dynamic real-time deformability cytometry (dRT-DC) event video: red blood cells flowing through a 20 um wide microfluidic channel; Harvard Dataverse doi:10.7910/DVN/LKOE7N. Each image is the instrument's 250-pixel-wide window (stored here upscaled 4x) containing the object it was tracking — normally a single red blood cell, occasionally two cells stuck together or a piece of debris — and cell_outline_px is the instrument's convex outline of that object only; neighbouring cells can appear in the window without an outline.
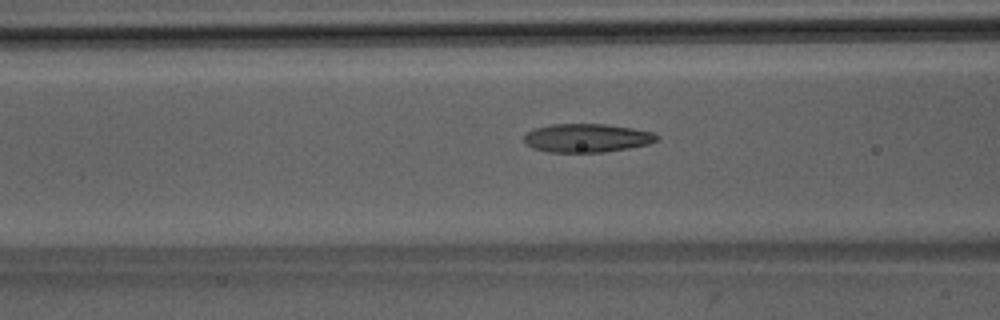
{"species": "Egyptian fruit bat (a non-hibernating species)", "species_latin": "Rousettus aegyptiacus", "temperature_condition": "room temperature", "stored_images_in_passage": 45, "camera_frame_rate_fps": 3000, "um_per_image_px": 0.085, "animal": {"sex": "male"}, "frame": {"image": 1, "passage_image": 14, "time_ms": 4.333, "image_size_px": [1000, 320], "cell_outline_px": [[660, 136], [656, 140], [648, 144], [628, 148], [604, 152], [548, 152], [532, 148], [524, 144], [524, 136], [528, 132], [536, 128], [548, 124], [604, 124], [632, 128], [652, 132]], "centroid_in_image_um": [49.85, 11.73], "position_along_channel_um": 116.7, "area_um2": 22.08}}
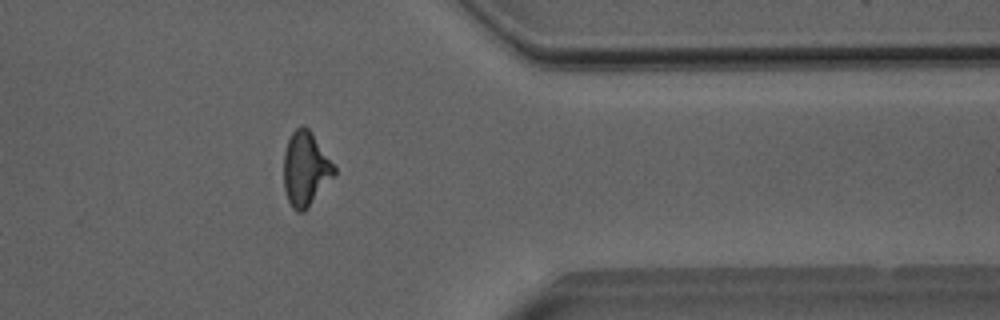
{"frame": {"image": 2, "passage_image": 35, "time_ms": 11.333, "image_size_px": [1000, 320], "cell_outline_px": [[336, 172], [308, 208], [304, 212], [296, 212], [292, 208], [288, 200], [284, 188], [284, 152], [288, 140], [292, 132], [296, 128], [304, 124], [312, 132], [336, 168]], "centroid_in_image_um": [25.96, 14.35], "position_along_channel_um": 385.4, "area_um2": 21.73}}
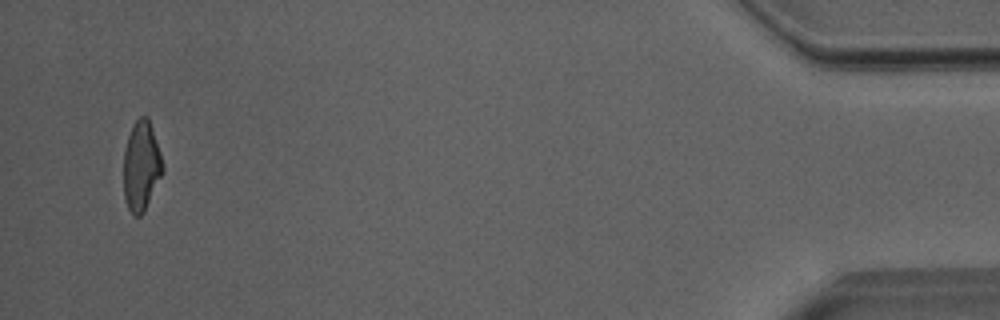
{"frame": {"image": 3, "passage_image": 43, "time_ms": 14.0, "image_size_px": [1000, 320], "cell_outline_px": [[164, 172], [144, 212], [140, 216], [136, 216], [128, 208], [124, 196], [124, 148], [128, 136], [136, 120], [140, 116], [148, 116], [160, 152], [164, 168]], "centroid_in_image_um": [12.02, 14.12], "position_along_channel_um": 423.2, "area_um2": 20.4}, "authors_computed_cell_mechanics": {"area_um2": 21.386, "velocity_mm_per_s": 4.0273, "shape_relaxation_time_tau1_ms": 5.8171, "shape_relaxation_time_tau2_ms": 1.9329, "deformation_change_tau1": 0.1876, "deformation_change_tau2": 0.1034}}